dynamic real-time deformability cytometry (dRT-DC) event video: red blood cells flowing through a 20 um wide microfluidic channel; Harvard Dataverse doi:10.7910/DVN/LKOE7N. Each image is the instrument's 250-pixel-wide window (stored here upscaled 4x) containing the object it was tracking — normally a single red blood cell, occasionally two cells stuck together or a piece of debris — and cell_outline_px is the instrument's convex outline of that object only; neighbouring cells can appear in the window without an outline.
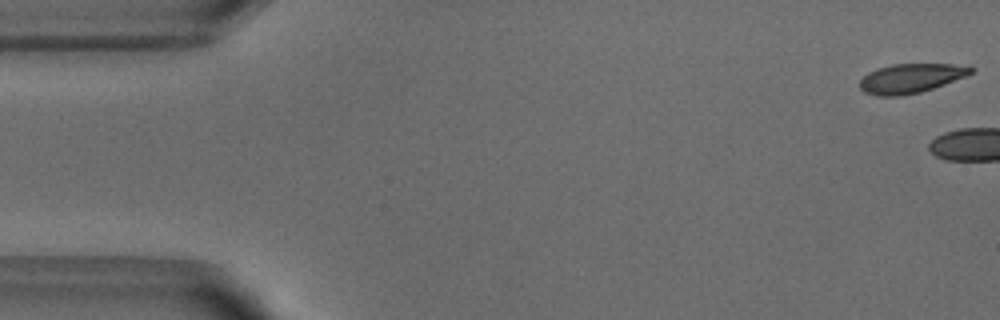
{"species": "common noctule bat (a hibernating species)", "species_latin": "Nyctalus noctula", "temperature_condition": "warm", "stored_images_in_passage": 6, "camera_frame_rate_fps": 3000, "um_per_image_px": 0.085, "animal": {"sex": "male", "body_mass_g": 18.8}, "frame": {"image": 1, "passage_image": 1, "time_ms": 0.0, "image_size_px": [1000, 320], "cell_outline_px": [[976, 68], [972, 72], [964, 76], [944, 84], [920, 92], [900, 96], [876, 96], [864, 92], [860, 88], [860, 80], [868, 72], [876, 68], [892, 64], [952, 64]], "centroid_in_image_um": [77.36, 6.66], "position_along_channel_um": 7.6, "area_um2": 18.84}}